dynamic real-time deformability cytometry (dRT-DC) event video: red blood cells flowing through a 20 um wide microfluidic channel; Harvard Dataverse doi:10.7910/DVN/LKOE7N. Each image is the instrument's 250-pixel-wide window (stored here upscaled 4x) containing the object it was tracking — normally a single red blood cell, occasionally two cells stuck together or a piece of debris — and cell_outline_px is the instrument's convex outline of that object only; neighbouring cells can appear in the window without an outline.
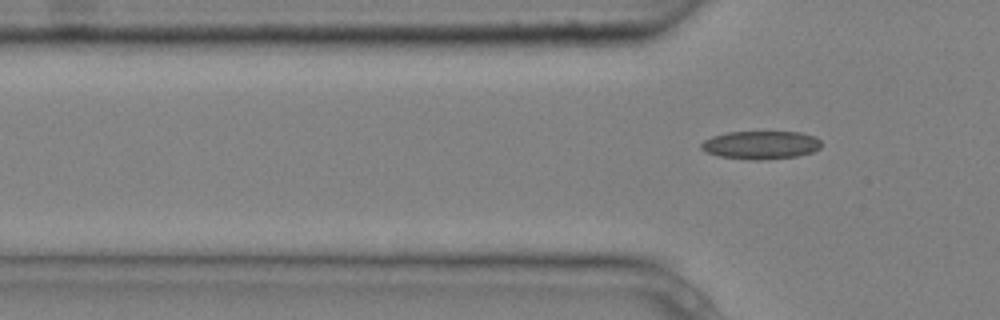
{"species": "common noctule bat (a hibernating species)", "species_latin": "Nyctalus noctula", "temperature_condition": "cold", "stored_images_in_passage": 5, "camera_frame_rate_fps": 3000, "um_per_image_px": 0.085, "animal": {"sex": "male", "body_mass_g": 20.4}, "frame": {"image": 1, "passage_image": 5, "time_ms": 1.333, "image_size_px": [1000, 320], "cell_outline_px": [[820, 148], [812, 152], [796, 156], [760, 160], [756, 160], [720, 156], [708, 152], [700, 148], [700, 144], [704, 140], [712, 136], [728, 132], [800, 132], [816, 136], [820, 140]], "centroid_in_image_um": [64.68, 12.31], "position_along_channel_um": 61.1, "area_um2": 19.59}}